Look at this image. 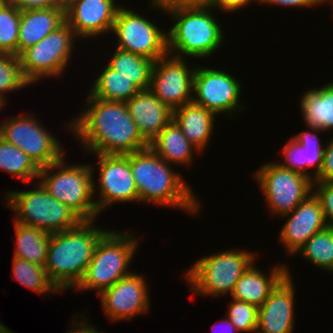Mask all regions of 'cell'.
<instances>
[{
	"mask_svg": "<svg viewBox=\"0 0 333 333\" xmlns=\"http://www.w3.org/2000/svg\"><path fill=\"white\" fill-rule=\"evenodd\" d=\"M88 95V109L68 125L84 149L94 155H126L149 147L125 102L105 101Z\"/></svg>",
	"mask_w": 333,
	"mask_h": 333,
	"instance_id": "6da1fadb",
	"label": "cell"
},
{
	"mask_svg": "<svg viewBox=\"0 0 333 333\" xmlns=\"http://www.w3.org/2000/svg\"><path fill=\"white\" fill-rule=\"evenodd\" d=\"M150 147L130 153V167L139 201L183 209L197 214L200 203L190 187Z\"/></svg>",
	"mask_w": 333,
	"mask_h": 333,
	"instance_id": "7a4b0ae2",
	"label": "cell"
},
{
	"mask_svg": "<svg viewBox=\"0 0 333 333\" xmlns=\"http://www.w3.org/2000/svg\"><path fill=\"white\" fill-rule=\"evenodd\" d=\"M95 220L50 235L45 270L60 291L75 288L84 276L95 247L108 231L94 226ZM101 229V230H100Z\"/></svg>",
	"mask_w": 333,
	"mask_h": 333,
	"instance_id": "3957f363",
	"label": "cell"
},
{
	"mask_svg": "<svg viewBox=\"0 0 333 333\" xmlns=\"http://www.w3.org/2000/svg\"><path fill=\"white\" fill-rule=\"evenodd\" d=\"M210 7H178L167 11L176 21L167 32L168 54L177 58L211 56L224 41L221 26Z\"/></svg>",
	"mask_w": 333,
	"mask_h": 333,
	"instance_id": "277c9868",
	"label": "cell"
},
{
	"mask_svg": "<svg viewBox=\"0 0 333 333\" xmlns=\"http://www.w3.org/2000/svg\"><path fill=\"white\" fill-rule=\"evenodd\" d=\"M52 170L56 173L49 174ZM93 171L91 164L67 166L62 157L40 168L38 178L41 180H38L52 197L68 206L83 221H91L99 214L92 199L96 192Z\"/></svg>",
	"mask_w": 333,
	"mask_h": 333,
	"instance_id": "5b68a950",
	"label": "cell"
},
{
	"mask_svg": "<svg viewBox=\"0 0 333 333\" xmlns=\"http://www.w3.org/2000/svg\"><path fill=\"white\" fill-rule=\"evenodd\" d=\"M136 238L125 231L121 233L108 230L97 243L93 257L76 289H96L99 295L129 275L131 272L127 269L138 245Z\"/></svg>",
	"mask_w": 333,
	"mask_h": 333,
	"instance_id": "8992f818",
	"label": "cell"
},
{
	"mask_svg": "<svg viewBox=\"0 0 333 333\" xmlns=\"http://www.w3.org/2000/svg\"><path fill=\"white\" fill-rule=\"evenodd\" d=\"M30 191H8L6 206L13 210L14 222L54 234L77 227L83 220L68 206L52 197L43 185Z\"/></svg>",
	"mask_w": 333,
	"mask_h": 333,
	"instance_id": "52a82bcc",
	"label": "cell"
},
{
	"mask_svg": "<svg viewBox=\"0 0 333 333\" xmlns=\"http://www.w3.org/2000/svg\"><path fill=\"white\" fill-rule=\"evenodd\" d=\"M251 252L226 250L198 260L185 273L192 290L205 296L232 294L239 278L254 263Z\"/></svg>",
	"mask_w": 333,
	"mask_h": 333,
	"instance_id": "ba28073f",
	"label": "cell"
},
{
	"mask_svg": "<svg viewBox=\"0 0 333 333\" xmlns=\"http://www.w3.org/2000/svg\"><path fill=\"white\" fill-rule=\"evenodd\" d=\"M270 211L276 215L291 213L313 193V180L278 163H266L254 173Z\"/></svg>",
	"mask_w": 333,
	"mask_h": 333,
	"instance_id": "9c48e42d",
	"label": "cell"
},
{
	"mask_svg": "<svg viewBox=\"0 0 333 333\" xmlns=\"http://www.w3.org/2000/svg\"><path fill=\"white\" fill-rule=\"evenodd\" d=\"M76 35L65 22L18 57L23 77L30 83L41 77H58L65 71L73 51Z\"/></svg>",
	"mask_w": 333,
	"mask_h": 333,
	"instance_id": "30bf717a",
	"label": "cell"
},
{
	"mask_svg": "<svg viewBox=\"0 0 333 333\" xmlns=\"http://www.w3.org/2000/svg\"><path fill=\"white\" fill-rule=\"evenodd\" d=\"M0 138L21 149L39 168L65 156L58 139L47 132L33 114L14 116L1 122Z\"/></svg>",
	"mask_w": 333,
	"mask_h": 333,
	"instance_id": "8fae6325",
	"label": "cell"
},
{
	"mask_svg": "<svg viewBox=\"0 0 333 333\" xmlns=\"http://www.w3.org/2000/svg\"><path fill=\"white\" fill-rule=\"evenodd\" d=\"M154 23L131 9L120 7L112 32L117 36L116 48L141 55L154 62L168 54V37Z\"/></svg>",
	"mask_w": 333,
	"mask_h": 333,
	"instance_id": "7c38bea8",
	"label": "cell"
},
{
	"mask_svg": "<svg viewBox=\"0 0 333 333\" xmlns=\"http://www.w3.org/2000/svg\"><path fill=\"white\" fill-rule=\"evenodd\" d=\"M193 93L196 96L193 95L192 101L215 115L226 112L233 116L234 112L244 107L239 101V81L223 70L195 67Z\"/></svg>",
	"mask_w": 333,
	"mask_h": 333,
	"instance_id": "4fadbf2b",
	"label": "cell"
},
{
	"mask_svg": "<svg viewBox=\"0 0 333 333\" xmlns=\"http://www.w3.org/2000/svg\"><path fill=\"white\" fill-rule=\"evenodd\" d=\"M186 64L184 58L167 55L157 59L151 71L149 89L173 111L193 98L195 68Z\"/></svg>",
	"mask_w": 333,
	"mask_h": 333,
	"instance_id": "5bb4252c",
	"label": "cell"
},
{
	"mask_svg": "<svg viewBox=\"0 0 333 333\" xmlns=\"http://www.w3.org/2000/svg\"><path fill=\"white\" fill-rule=\"evenodd\" d=\"M99 164L100 199L95 201L98 213L116 202H139V195L130 167V153L96 154Z\"/></svg>",
	"mask_w": 333,
	"mask_h": 333,
	"instance_id": "9a60e30c",
	"label": "cell"
},
{
	"mask_svg": "<svg viewBox=\"0 0 333 333\" xmlns=\"http://www.w3.org/2000/svg\"><path fill=\"white\" fill-rule=\"evenodd\" d=\"M145 280L142 275L132 272L99 294L110 321L129 320L148 312L150 302Z\"/></svg>",
	"mask_w": 333,
	"mask_h": 333,
	"instance_id": "2e32d148",
	"label": "cell"
},
{
	"mask_svg": "<svg viewBox=\"0 0 333 333\" xmlns=\"http://www.w3.org/2000/svg\"><path fill=\"white\" fill-rule=\"evenodd\" d=\"M120 7L114 0H69L65 20L79 38L101 36L112 31Z\"/></svg>",
	"mask_w": 333,
	"mask_h": 333,
	"instance_id": "e0dca14e",
	"label": "cell"
},
{
	"mask_svg": "<svg viewBox=\"0 0 333 333\" xmlns=\"http://www.w3.org/2000/svg\"><path fill=\"white\" fill-rule=\"evenodd\" d=\"M291 277L287 269V275L258 308L256 333L293 332L295 289Z\"/></svg>",
	"mask_w": 333,
	"mask_h": 333,
	"instance_id": "ac0fdd59",
	"label": "cell"
},
{
	"mask_svg": "<svg viewBox=\"0 0 333 333\" xmlns=\"http://www.w3.org/2000/svg\"><path fill=\"white\" fill-rule=\"evenodd\" d=\"M284 216L289 218L280 231L279 239L290 255L297 254L311 236L328 227L320 200L314 193H311L291 213L282 217Z\"/></svg>",
	"mask_w": 333,
	"mask_h": 333,
	"instance_id": "d6986e66",
	"label": "cell"
},
{
	"mask_svg": "<svg viewBox=\"0 0 333 333\" xmlns=\"http://www.w3.org/2000/svg\"><path fill=\"white\" fill-rule=\"evenodd\" d=\"M125 103L139 133L148 143L173 120V110L150 89L140 90Z\"/></svg>",
	"mask_w": 333,
	"mask_h": 333,
	"instance_id": "ffe728a7",
	"label": "cell"
},
{
	"mask_svg": "<svg viewBox=\"0 0 333 333\" xmlns=\"http://www.w3.org/2000/svg\"><path fill=\"white\" fill-rule=\"evenodd\" d=\"M65 22V6L21 11L17 56L57 30Z\"/></svg>",
	"mask_w": 333,
	"mask_h": 333,
	"instance_id": "44dd1931",
	"label": "cell"
},
{
	"mask_svg": "<svg viewBox=\"0 0 333 333\" xmlns=\"http://www.w3.org/2000/svg\"><path fill=\"white\" fill-rule=\"evenodd\" d=\"M309 129H311L313 133L311 131L299 133L284 145L283 154L286 161H284V163L280 162L279 164L290 170L307 175L314 181L320 172L324 155V148L321 146L316 133L320 131L323 132V130L318 128ZM315 131L316 133H314ZM314 166L316 167L315 173L311 176L306 169L314 168Z\"/></svg>",
	"mask_w": 333,
	"mask_h": 333,
	"instance_id": "7402d4cb",
	"label": "cell"
},
{
	"mask_svg": "<svg viewBox=\"0 0 333 333\" xmlns=\"http://www.w3.org/2000/svg\"><path fill=\"white\" fill-rule=\"evenodd\" d=\"M254 263L237 281L231 294L236 300L244 301L259 308L271 291L287 275L286 265L274 267L269 276L254 267Z\"/></svg>",
	"mask_w": 333,
	"mask_h": 333,
	"instance_id": "603a6c76",
	"label": "cell"
},
{
	"mask_svg": "<svg viewBox=\"0 0 333 333\" xmlns=\"http://www.w3.org/2000/svg\"><path fill=\"white\" fill-rule=\"evenodd\" d=\"M216 115L193 101L173 111V120L188 141L202 152L208 145Z\"/></svg>",
	"mask_w": 333,
	"mask_h": 333,
	"instance_id": "cb8c5ba5",
	"label": "cell"
},
{
	"mask_svg": "<svg viewBox=\"0 0 333 333\" xmlns=\"http://www.w3.org/2000/svg\"><path fill=\"white\" fill-rule=\"evenodd\" d=\"M149 147L168 164H185V166L191 165L193 150L198 151L184 136L174 120L149 142Z\"/></svg>",
	"mask_w": 333,
	"mask_h": 333,
	"instance_id": "d4e9b609",
	"label": "cell"
},
{
	"mask_svg": "<svg viewBox=\"0 0 333 333\" xmlns=\"http://www.w3.org/2000/svg\"><path fill=\"white\" fill-rule=\"evenodd\" d=\"M300 100L301 113L308 128L333 129V82L306 91Z\"/></svg>",
	"mask_w": 333,
	"mask_h": 333,
	"instance_id": "484cf974",
	"label": "cell"
},
{
	"mask_svg": "<svg viewBox=\"0 0 333 333\" xmlns=\"http://www.w3.org/2000/svg\"><path fill=\"white\" fill-rule=\"evenodd\" d=\"M16 247L14 257L44 266L50 244V235L44 230L14 222Z\"/></svg>",
	"mask_w": 333,
	"mask_h": 333,
	"instance_id": "4316f807",
	"label": "cell"
},
{
	"mask_svg": "<svg viewBox=\"0 0 333 333\" xmlns=\"http://www.w3.org/2000/svg\"><path fill=\"white\" fill-rule=\"evenodd\" d=\"M114 52L107 65L140 90L149 89L154 61L118 48Z\"/></svg>",
	"mask_w": 333,
	"mask_h": 333,
	"instance_id": "83f0119b",
	"label": "cell"
},
{
	"mask_svg": "<svg viewBox=\"0 0 333 333\" xmlns=\"http://www.w3.org/2000/svg\"><path fill=\"white\" fill-rule=\"evenodd\" d=\"M139 91L140 89L129 79L106 65L103 72L94 81L89 94L105 101L126 102Z\"/></svg>",
	"mask_w": 333,
	"mask_h": 333,
	"instance_id": "f1b7e54d",
	"label": "cell"
},
{
	"mask_svg": "<svg viewBox=\"0 0 333 333\" xmlns=\"http://www.w3.org/2000/svg\"><path fill=\"white\" fill-rule=\"evenodd\" d=\"M0 169L22 181L39 179L40 168L21 149L0 138Z\"/></svg>",
	"mask_w": 333,
	"mask_h": 333,
	"instance_id": "f546056e",
	"label": "cell"
},
{
	"mask_svg": "<svg viewBox=\"0 0 333 333\" xmlns=\"http://www.w3.org/2000/svg\"><path fill=\"white\" fill-rule=\"evenodd\" d=\"M299 252L315 266L333 273V227L315 233Z\"/></svg>",
	"mask_w": 333,
	"mask_h": 333,
	"instance_id": "4dcf8cb0",
	"label": "cell"
},
{
	"mask_svg": "<svg viewBox=\"0 0 333 333\" xmlns=\"http://www.w3.org/2000/svg\"><path fill=\"white\" fill-rule=\"evenodd\" d=\"M12 264L14 279H17L26 288L42 295H46L50 291H59L48 278L44 266L16 257H13Z\"/></svg>",
	"mask_w": 333,
	"mask_h": 333,
	"instance_id": "1f68e13d",
	"label": "cell"
},
{
	"mask_svg": "<svg viewBox=\"0 0 333 333\" xmlns=\"http://www.w3.org/2000/svg\"><path fill=\"white\" fill-rule=\"evenodd\" d=\"M21 11L11 1L0 0V53L17 56Z\"/></svg>",
	"mask_w": 333,
	"mask_h": 333,
	"instance_id": "d6a6232c",
	"label": "cell"
},
{
	"mask_svg": "<svg viewBox=\"0 0 333 333\" xmlns=\"http://www.w3.org/2000/svg\"><path fill=\"white\" fill-rule=\"evenodd\" d=\"M30 85L23 77L19 57L0 53V96Z\"/></svg>",
	"mask_w": 333,
	"mask_h": 333,
	"instance_id": "836d02e7",
	"label": "cell"
},
{
	"mask_svg": "<svg viewBox=\"0 0 333 333\" xmlns=\"http://www.w3.org/2000/svg\"><path fill=\"white\" fill-rule=\"evenodd\" d=\"M232 301L227 309V318L235 325L239 333H256L258 308L234 298Z\"/></svg>",
	"mask_w": 333,
	"mask_h": 333,
	"instance_id": "e575fe53",
	"label": "cell"
},
{
	"mask_svg": "<svg viewBox=\"0 0 333 333\" xmlns=\"http://www.w3.org/2000/svg\"><path fill=\"white\" fill-rule=\"evenodd\" d=\"M313 189L322 205L328 227H333V182H313Z\"/></svg>",
	"mask_w": 333,
	"mask_h": 333,
	"instance_id": "d590c367",
	"label": "cell"
},
{
	"mask_svg": "<svg viewBox=\"0 0 333 333\" xmlns=\"http://www.w3.org/2000/svg\"><path fill=\"white\" fill-rule=\"evenodd\" d=\"M151 6L165 13L178 7H204L208 6L210 0H151ZM159 8V9H158Z\"/></svg>",
	"mask_w": 333,
	"mask_h": 333,
	"instance_id": "8d00e7d4",
	"label": "cell"
},
{
	"mask_svg": "<svg viewBox=\"0 0 333 333\" xmlns=\"http://www.w3.org/2000/svg\"><path fill=\"white\" fill-rule=\"evenodd\" d=\"M313 182H333V139L324 148L323 163Z\"/></svg>",
	"mask_w": 333,
	"mask_h": 333,
	"instance_id": "74e56055",
	"label": "cell"
},
{
	"mask_svg": "<svg viewBox=\"0 0 333 333\" xmlns=\"http://www.w3.org/2000/svg\"><path fill=\"white\" fill-rule=\"evenodd\" d=\"M20 11L65 6L63 0H11Z\"/></svg>",
	"mask_w": 333,
	"mask_h": 333,
	"instance_id": "f35d334b",
	"label": "cell"
},
{
	"mask_svg": "<svg viewBox=\"0 0 333 333\" xmlns=\"http://www.w3.org/2000/svg\"><path fill=\"white\" fill-rule=\"evenodd\" d=\"M250 1L256 2V0H210L208 7L212 9L219 8L224 10V12H234L245 7Z\"/></svg>",
	"mask_w": 333,
	"mask_h": 333,
	"instance_id": "ab89813d",
	"label": "cell"
},
{
	"mask_svg": "<svg viewBox=\"0 0 333 333\" xmlns=\"http://www.w3.org/2000/svg\"><path fill=\"white\" fill-rule=\"evenodd\" d=\"M261 2V4H271V5H280L283 7H313L315 5L322 4L321 0H256Z\"/></svg>",
	"mask_w": 333,
	"mask_h": 333,
	"instance_id": "60d3db41",
	"label": "cell"
},
{
	"mask_svg": "<svg viewBox=\"0 0 333 333\" xmlns=\"http://www.w3.org/2000/svg\"><path fill=\"white\" fill-rule=\"evenodd\" d=\"M73 329V330H72ZM70 332L66 333H103L96 331V328L89 324V322H80L77 324L76 327L72 328Z\"/></svg>",
	"mask_w": 333,
	"mask_h": 333,
	"instance_id": "b9f144b4",
	"label": "cell"
},
{
	"mask_svg": "<svg viewBox=\"0 0 333 333\" xmlns=\"http://www.w3.org/2000/svg\"><path fill=\"white\" fill-rule=\"evenodd\" d=\"M220 322L222 323V324H224L223 326V328H225V330L223 329V332L224 333H239L238 332V330H237V328L235 327V325L227 318V316H226V319H224V320H220ZM221 324V325H222ZM219 325V324H218ZM216 331V330H215ZM214 331V329H213V332L212 333H216ZM235 331V332H234Z\"/></svg>",
	"mask_w": 333,
	"mask_h": 333,
	"instance_id": "7bdbcfd3",
	"label": "cell"
},
{
	"mask_svg": "<svg viewBox=\"0 0 333 333\" xmlns=\"http://www.w3.org/2000/svg\"><path fill=\"white\" fill-rule=\"evenodd\" d=\"M6 99L0 96V111L2 110L1 108L5 106Z\"/></svg>",
	"mask_w": 333,
	"mask_h": 333,
	"instance_id": "ee69618b",
	"label": "cell"
},
{
	"mask_svg": "<svg viewBox=\"0 0 333 333\" xmlns=\"http://www.w3.org/2000/svg\"><path fill=\"white\" fill-rule=\"evenodd\" d=\"M328 0H321V2H322V4H323V2L325 3V2H327ZM332 3H331V5H333V0H330Z\"/></svg>",
	"mask_w": 333,
	"mask_h": 333,
	"instance_id": "f6af8a7d",
	"label": "cell"
}]
</instances>
